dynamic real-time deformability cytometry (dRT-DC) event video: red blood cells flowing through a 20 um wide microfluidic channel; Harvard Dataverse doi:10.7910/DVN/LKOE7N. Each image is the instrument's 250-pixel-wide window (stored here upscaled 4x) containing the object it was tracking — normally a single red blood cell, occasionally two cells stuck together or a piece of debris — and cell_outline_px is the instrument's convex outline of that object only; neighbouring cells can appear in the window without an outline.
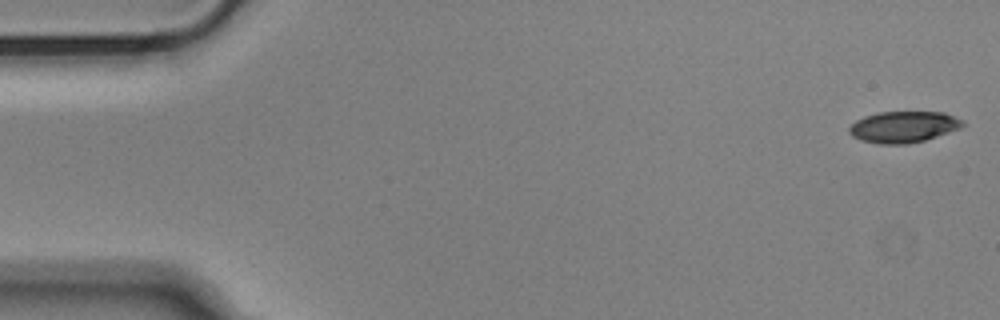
{"species": "Egyptian fruit bat (a non-hibernating species)", "species_latin": "Rousettus aegyptiacus", "temperature_condition": "cold", "stored_images_in_passage": 54, "camera_frame_rate_fps": 3000, "um_per_image_px": 0.085, "animal": {"sex": "male"}, "frame": {"image": 1, "passage_image": 1, "time_ms": 0.0, "image_size_px": [1000, 320], "cell_outline_px": [[964, 124], [960, 128], [924, 140], [908, 144], [880, 144], [860, 140], [852, 136], [848, 132], [848, 128], [856, 120], [864, 116], [876, 112], [944, 112], [964, 120]], "centroid_in_image_um": [76.77, 10.78], "position_along_channel_um": 8.2, "area_um2": 20.75}}
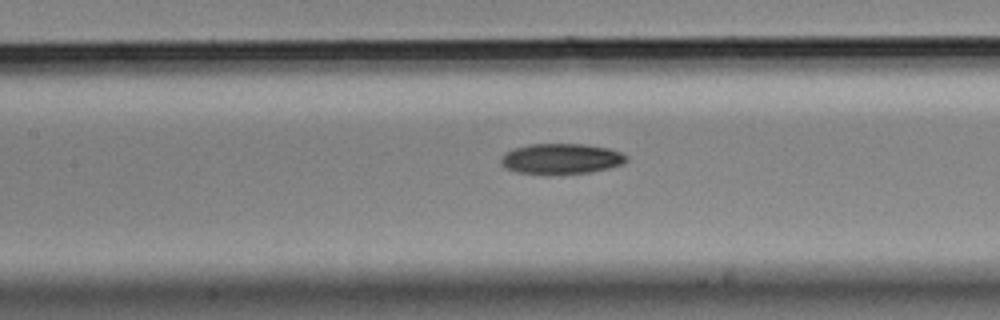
{"frame": {"image": 2, "passage_image": 24, "time_ms": 7.667, "image_size_px": [1000, 320], "cell_outline_px": [[628, 160], [624, 164], [592, 172], [552, 176], [516, 172], [500, 164], [500, 156], [504, 152], [528, 144], [584, 144], [608, 148], [620, 152], [628, 156]], "centroid_in_image_um": [47.69, 13.52], "position_along_channel_um": 159.7, "area_um2": 22.89}}
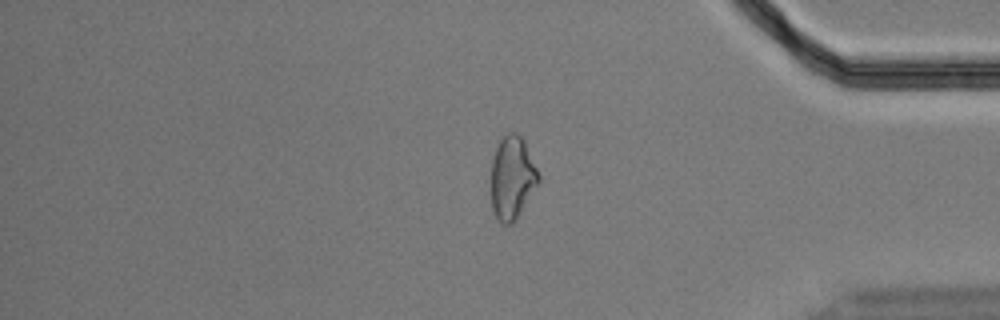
{"frame": {"image": 3, "passage_image": 45, "time_ms": 14.667, "image_size_px": [1000, 320], "cell_outline_px": [[540, 180], [516, 220], [512, 224], [504, 224], [496, 216], [492, 208], [492, 160], [496, 148], [500, 140], [508, 132], [516, 132], [524, 140], [540, 176]], "centroid_in_image_um": [43.55, 15.1], "position_along_channel_um": 391.7, "area_um2": 22.66}, "authors_computed_cell_mechanics": {"area_um2": 22.4264, "velocity_mm_per_s": 3.6573, "shape_relaxation_time_tau1_ms": 7.6071, "shape_relaxation_time_tau2_ms": null, "deformation_change_tau1": 0.1686, "deformation_change_tau2": null}}